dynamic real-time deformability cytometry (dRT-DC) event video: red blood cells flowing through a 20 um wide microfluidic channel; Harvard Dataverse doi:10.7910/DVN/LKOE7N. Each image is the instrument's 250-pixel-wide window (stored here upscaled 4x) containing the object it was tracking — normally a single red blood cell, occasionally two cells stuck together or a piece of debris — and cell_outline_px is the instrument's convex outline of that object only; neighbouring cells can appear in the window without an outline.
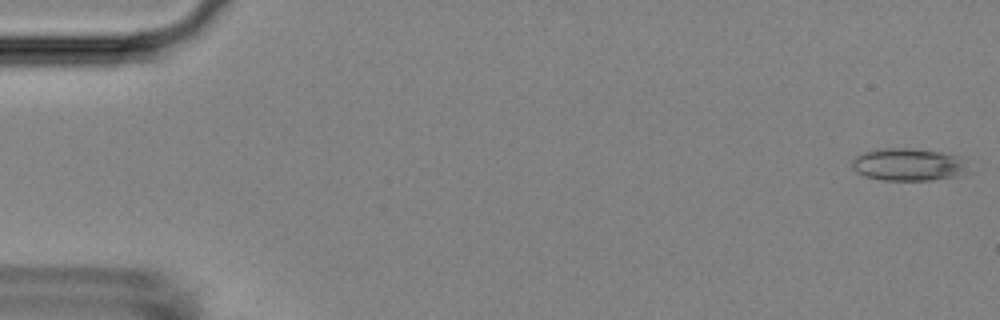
{"species": "Egyptian fruit bat (a non-hibernating species)", "species_latin": "Rousettus aegyptiacus", "temperature_condition": "room temperature", "stored_images_in_passage": 52, "camera_frame_rate_fps": 3000, "um_per_image_px": 0.085, "animal": {"sex": "female"}, "frame": {"image": 1, "passage_image": 1, "time_ms": 0.0, "image_size_px": [1000, 320], "cell_outline_px": [[972, 172], [960, 176], [932, 180], [880, 180], [864, 176], [856, 172], [852, 168], [852, 160], [856, 156], [864, 152], [884, 148], [912, 148], [940, 152], [956, 156], [964, 160]], "centroid_in_image_um": [77.25, 14.0], "position_along_channel_um": 7.8, "area_um2": 22.31}}
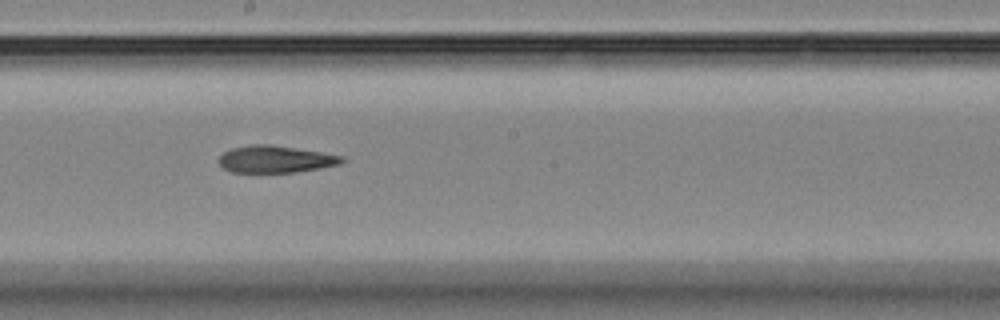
{"frame": {"image": 2, "passage_image": 29, "time_ms": 9.333, "image_size_px": [1000, 320], "cell_outline_px": [[348, 160], [340, 164], [320, 168], [296, 172], [232, 172], [224, 168], [216, 160], [224, 152], [232, 148], [252, 144], [272, 144], [344, 156]], "centroid_in_image_um": [23.43, 13.53], "position_along_channel_um": 224.8, "area_um2": 19.48}}
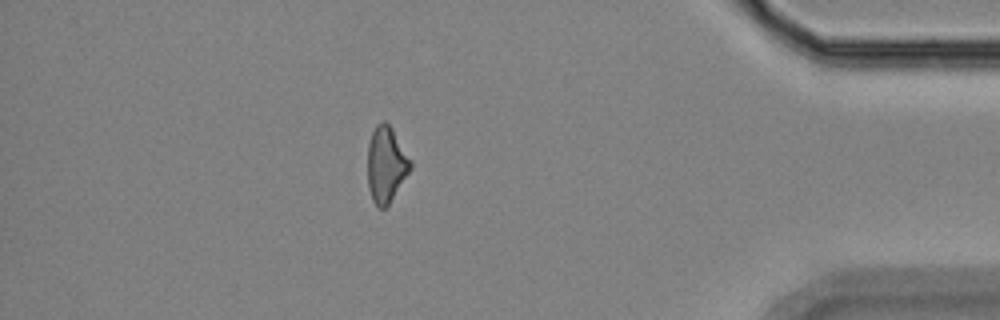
{"frame": {"image": 3, "passage_image": 46, "time_ms": 15.0, "image_size_px": [1000, 320], "cell_outline_px": [[412, 168], [388, 204], [384, 208], [380, 208], [372, 200], [368, 188], [368, 144], [372, 132], [376, 124], [384, 120], [392, 128], [412, 160]], "centroid_in_image_um": [32.83, 13.95], "position_along_channel_um": 402.4, "area_um2": 18.9}, "authors_computed_cell_mechanics": {"area_um2": 20.519, "velocity_mm_per_s": 3.8199, "shape_relaxation_time_tau1_ms": null, "shape_relaxation_time_tau2_ms": 8.9989, "deformation_change_tau1": null, "deformation_change_tau2": 0.2252}}